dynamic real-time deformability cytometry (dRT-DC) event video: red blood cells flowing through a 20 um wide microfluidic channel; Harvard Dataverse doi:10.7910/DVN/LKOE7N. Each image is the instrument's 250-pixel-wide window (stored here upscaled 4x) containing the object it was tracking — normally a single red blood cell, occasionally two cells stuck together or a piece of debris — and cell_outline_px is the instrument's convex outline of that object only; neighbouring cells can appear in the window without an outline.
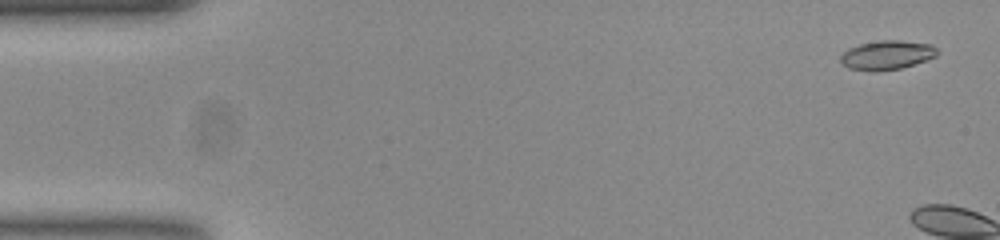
{"species": "common noctule bat (a hibernating species)", "species_latin": "Nyctalus noctula", "temperature_condition": "room temperature", "stored_images_in_passage": 6, "camera_frame_rate_fps": 3000, "um_per_image_px": 0.085, "animal": {"sex": "female", "body_mass_g": 23.0, "forearm_length_mm": 53.4}, "frame": {"image": 1, "passage_image": 2, "time_ms": 0.333, "image_size_px": [1000, 240], "cell_outline_px": [[940, 52], [936, 56], [900, 68], [848, 68], [840, 60], [840, 56], [848, 48], [860, 44], [880, 40], [900, 40], [932, 44]], "centroid_in_image_um": [75.43, 4.61], "position_along_channel_um": 9.6, "area_um2": 15.61}}